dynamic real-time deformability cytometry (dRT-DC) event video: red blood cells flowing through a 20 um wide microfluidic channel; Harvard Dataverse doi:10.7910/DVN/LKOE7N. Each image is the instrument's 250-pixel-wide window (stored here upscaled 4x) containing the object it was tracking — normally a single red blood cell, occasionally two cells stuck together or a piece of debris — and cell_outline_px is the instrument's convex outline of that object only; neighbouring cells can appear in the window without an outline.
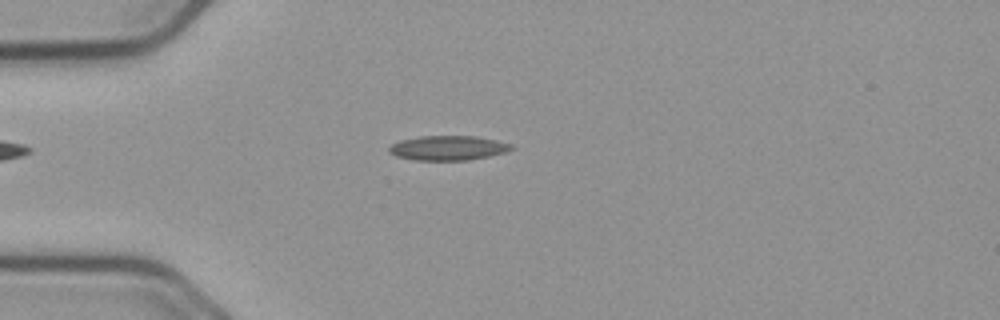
{"species": "common noctule bat (a hibernating species)", "species_latin": "Nyctalus noctula", "temperature_condition": "cold", "stored_images_in_passage": 56, "camera_frame_rate_fps": 3000, "um_per_image_px": 0.085, "animal": {"sex": "male", "body_mass_g": 23.1, "forearm_length_mm": 52.7}, "frame": {"image": 1, "passage_image": 15, "time_ms": 4.667, "image_size_px": [1000, 320], "cell_outline_px": [[516, 148], [508, 152], [468, 160], [416, 160], [396, 156], [388, 152], [388, 148], [392, 144], [400, 140], [420, 136], [476, 136], [496, 140], [512, 144]], "centroid_in_image_um": [38.11, 12.57], "position_along_channel_um": 46.9, "area_um2": 17.63}}
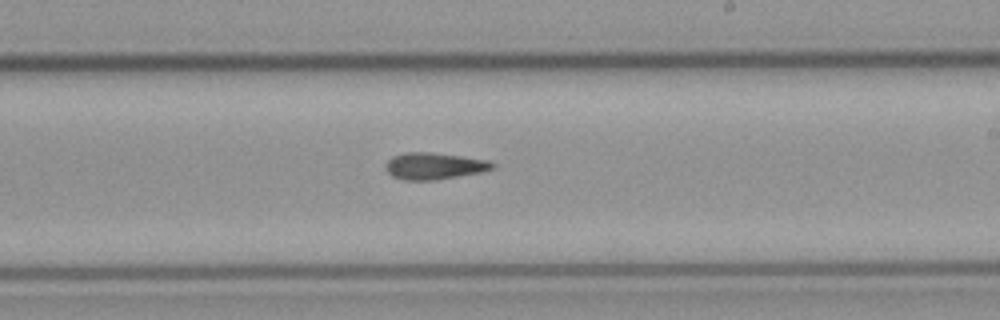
{"frame": {"image": 2, "passage_image": 33, "time_ms": 10.667, "image_size_px": [1000, 320], "cell_outline_px": [[496, 168], [480, 172], [436, 180], [404, 180], [392, 176], [388, 172], [384, 164], [392, 156], [404, 152], [428, 152], [460, 156], [488, 160], [496, 164]], "centroid_in_image_um": [36.9, 14.11], "position_along_channel_um": 252.1, "area_um2": 16.65}}
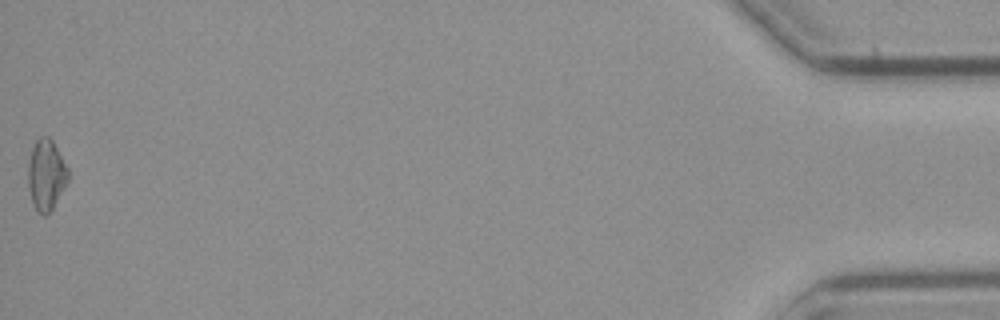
{"frame": {"image": 3, "passage_image": 56, "time_ms": 18.333, "image_size_px": [1000, 320], "cell_outline_px": [[68, 180], [64, 188], [52, 208], [44, 216], [36, 212], [28, 188], [28, 160], [32, 148], [36, 140], [40, 136], [48, 136], [52, 140], [68, 168]], "centroid_in_image_um": [3.91, 14.85], "position_along_channel_um": 431.3, "area_um2": 16.42}}